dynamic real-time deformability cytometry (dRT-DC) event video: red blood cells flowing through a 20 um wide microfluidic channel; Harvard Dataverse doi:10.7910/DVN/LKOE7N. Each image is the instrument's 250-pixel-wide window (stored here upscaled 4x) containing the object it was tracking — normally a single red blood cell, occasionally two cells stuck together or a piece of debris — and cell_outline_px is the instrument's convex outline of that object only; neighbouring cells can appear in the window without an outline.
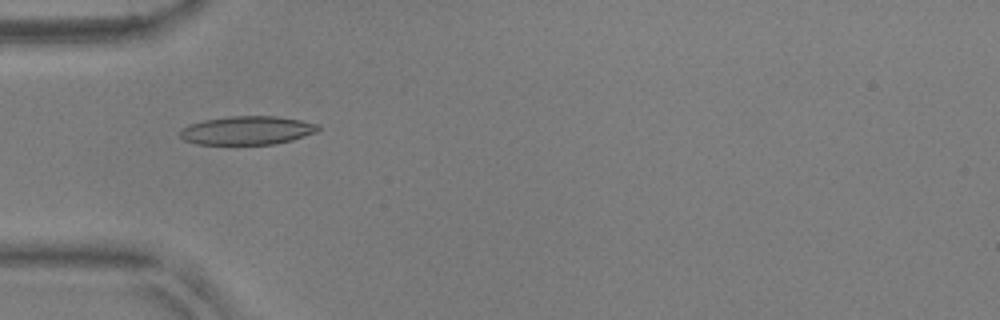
{"species": "common noctule bat (a hibernating species)", "species_latin": "Nyctalus noctula", "temperature_condition": "warm", "stored_images_in_passage": 44, "camera_frame_rate_fps": 3000, "um_per_image_px": 0.085, "animal": {"sex": "male", "body_mass_g": 17.9, "forearm_length_mm": 54.2}, "frame": {"image": 1, "passage_image": 8, "time_ms": 2.333, "image_size_px": [1000, 320], "cell_outline_px": [[320, 128], [316, 132], [292, 140], [276, 144], [196, 144], [184, 140], [180, 136], [180, 132], [188, 124], [204, 120], [228, 116], [280, 116], [320, 124]], "centroid_in_image_um": [21.03, 11.08], "position_along_channel_um": 64.0, "area_um2": 23.06}}
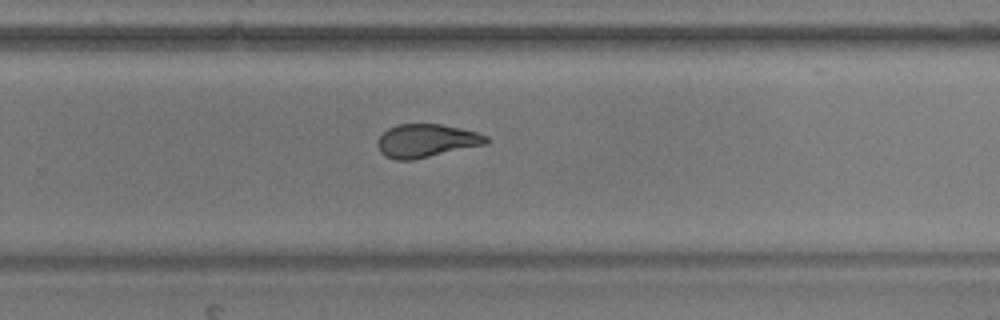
{"frame": {"image": 2, "passage_image": 26, "time_ms": 8.333, "image_size_px": [1000, 320], "cell_outline_px": [[488, 140], [484, 144], [412, 160], [396, 160], [384, 156], [380, 152], [376, 144], [376, 140], [388, 128], [396, 124], [440, 124], [460, 128], [476, 132], [488, 136]], "centroid_in_image_um": [36.17, 11.96], "position_along_channel_um": 293.6, "area_um2": 20.92}}
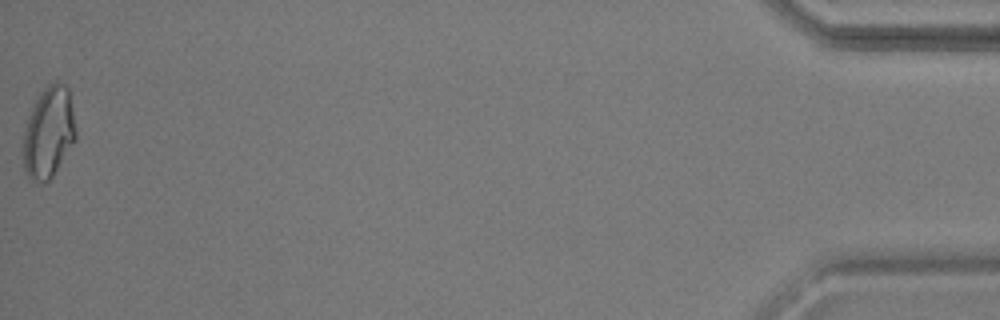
{"frame": {"image": 3, "passage_image": 44, "time_ms": 14.333, "image_size_px": [1000, 320], "cell_outline_px": [[76, 140], [52, 176], [44, 184], [32, 180], [28, 176], [24, 168], [24, 132], [28, 116], [40, 92], [48, 84], [56, 80], [64, 84], [68, 88], [72, 108], [76, 132]], "centroid_in_image_um": [4.14, 11.25], "position_along_channel_um": 431.1, "area_um2": 27.74}, "authors_computed_cell_mechanics": {"area_um2": 22.0507, "velocity_mm_per_s": 3.8408, "shape_relaxation_time_tau1_ms": 8.9268, "shape_relaxation_time_tau2_ms": 1.905, "deformation_change_tau1": 0.2391, "deformation_change_tau2": 0.0948}}